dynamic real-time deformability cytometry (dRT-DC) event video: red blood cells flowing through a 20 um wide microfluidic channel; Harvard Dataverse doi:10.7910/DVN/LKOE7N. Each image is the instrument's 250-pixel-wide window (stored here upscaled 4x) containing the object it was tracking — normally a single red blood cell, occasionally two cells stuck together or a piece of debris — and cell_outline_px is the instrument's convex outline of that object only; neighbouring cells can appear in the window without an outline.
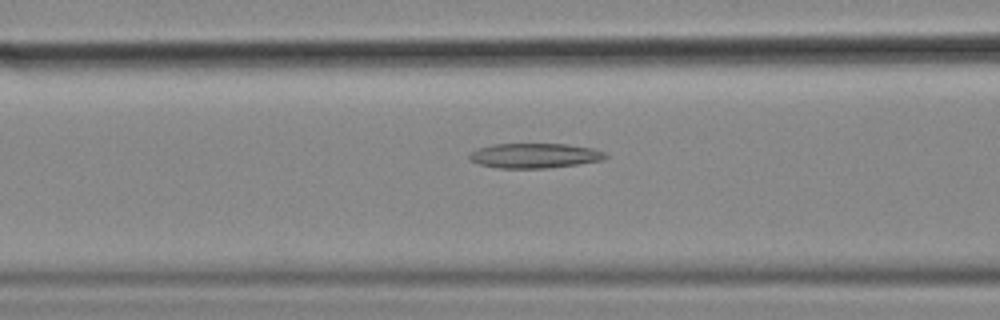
{"species": "common noctule bat (a hibernating species)", "species_latin": "Nyctalus noctula", "temperature_condition": "cold", "stored_images_in_passage": 56, "camera_frame_rate_fps": 3000, "um_per_image_px": 0.085, "animal": {"sex": "female", "body_mass_g": 18.4}, "frame": {"image": 1, "passage_image": 22, "time_ms": 7.0, "image_size_px": [1000, 320], "cell_outline_px": [[608, 156], [604, 160], [548, 168], [496, 168], [480, 164], [468, 160], [468, 156], [476, 148], [492, 144], [568, 144], [592, 148], [604, 152]], "centroid_in_image_um": [45.41, 13.23], "position_along_channel_um": 121.2, "area_um2": 19.77}}
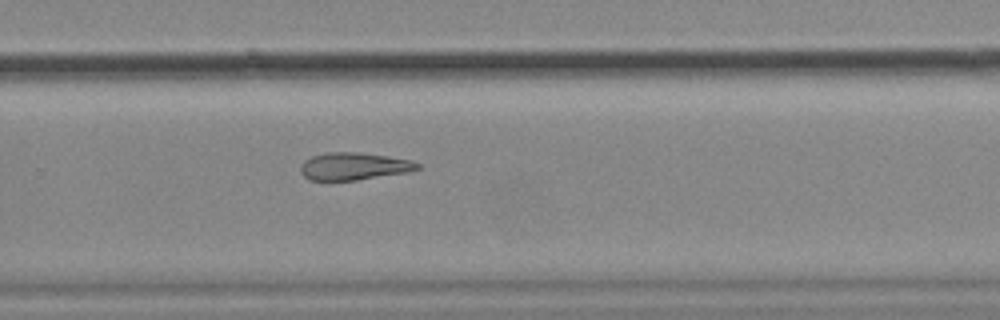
{"frame": {"image": 2, "passage_image": 37, "time_ms": 12.0, "image_size_px": [1000, 320], "cell_outline_px": [[420, 168], [408, 172], [356, 180], [308, 180], [300, 172], [300, 168], [304, 160], [312, 156], [324, 152], [356, 152], [384, 156], [408, 160], [420, 164]], "centroid_in_image_um": [30.02, 14.14], "position_along_channel_um": 299.8, "area_um2": 18.5}}
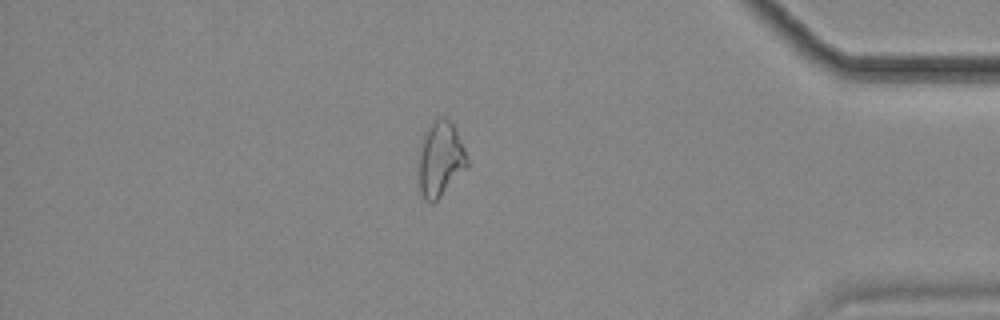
{"frame": {"image": 3, "passage_image": 48, "time_ms": 15.667, "image_size_px": [1000, 320], "cell_outline_px": [[468, 168], [432, 204], [424, 200], [420, 192], [416, 160], [416, 156], [424, 132], [432, 120], [436, 116], [444, 116], [456, 128], [464, 148], [468, 160]], "centroid_in_image_um": [37.38, 13.5], "position_along_channel_um": 397.8, "area_um2": 22.08}}